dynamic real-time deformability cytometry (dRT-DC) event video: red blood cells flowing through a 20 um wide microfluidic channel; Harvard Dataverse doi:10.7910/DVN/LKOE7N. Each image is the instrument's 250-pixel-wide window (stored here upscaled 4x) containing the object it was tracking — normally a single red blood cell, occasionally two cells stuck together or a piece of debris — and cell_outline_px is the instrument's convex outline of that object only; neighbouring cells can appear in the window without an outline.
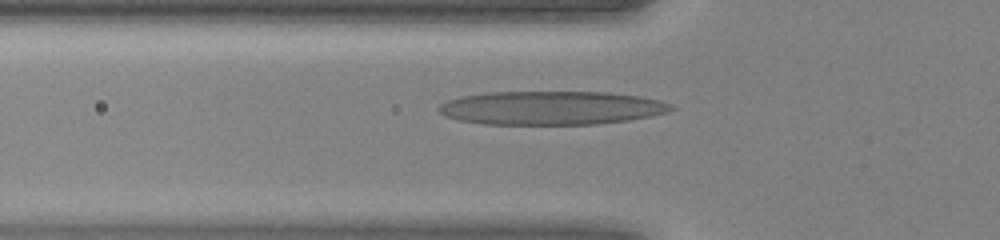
{"species": "human", "species_latin": "Homo sapiens", "temperature_condition": "warm", "stored_images_in_passage": 44, "camera_frame_rate_fps": 3000, "um_per_image_px": 0.085, "donor": {"sex": "female"}, "frame": {"image": 1, "passage_image": 15, "time_ms": 4.667, "image_size_px": [1000, 240], "cell_outline_px": [[676, 108], [664, 112], [648, 116], [628, 120], [596, 124], [488, 124], [460, 120], [448, 116], [440, 112], [436, 108], [440, 104], [448, 100], [464, 96], [492, 92], [604, 92], [636, 96], [656, 100], [672, 104]], "centroid_in_image_um": [46.84, 9.17], "position_along_channel_um": 79.0, "area_um2": 44.91}}
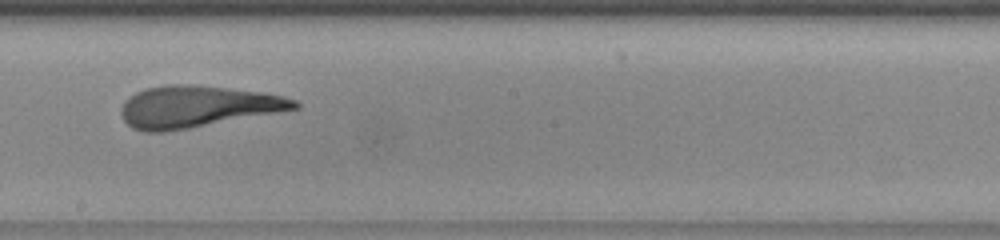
{"frame": {"image": 2, "passage_image": 25, "time_ms": 8.0, "image_size_px": [1000, 240], "cell_outline_px": [[300, 108], [188, 128], [164, 132], [144, 132], [132, 128], [124, 120], [124, 104], [136, 92], [148, 88], [168, 84], [188, 84], [228, 88], [260, 92], [280, 96], [296, 100], [300, 104]], "centroid_in_image_um": [16.79, 9.06], "position_along_channel_um": 231.4, "area_um2": 41.15}}
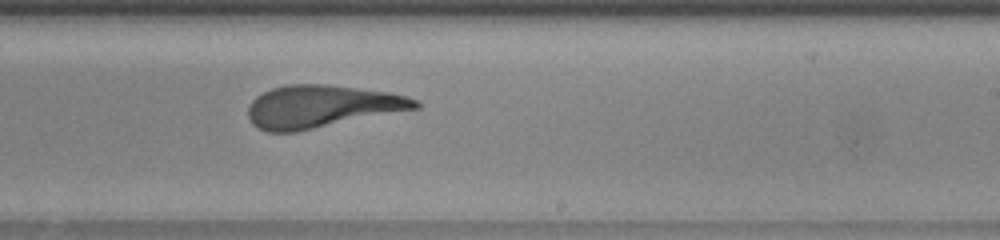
{"frame": {"image": 3, "passage_image": 27, "time_ms": 8.667, "image_size_px": [1000, 240], "cell_outline_px": [[420, 108], [296, 132], [268, 132], [256, 128], [252, 124], [248, 116], [248, 108], [252, 100], [256, 96], [272, 88], [288, 84], [324, 84], [388, 92], [404, 96], [416, 100], [420, 104]], "centroid_in_image_um": [27.29, 9.06], "position_along_channel_um": 261.7, "area_um2": 41.33}}